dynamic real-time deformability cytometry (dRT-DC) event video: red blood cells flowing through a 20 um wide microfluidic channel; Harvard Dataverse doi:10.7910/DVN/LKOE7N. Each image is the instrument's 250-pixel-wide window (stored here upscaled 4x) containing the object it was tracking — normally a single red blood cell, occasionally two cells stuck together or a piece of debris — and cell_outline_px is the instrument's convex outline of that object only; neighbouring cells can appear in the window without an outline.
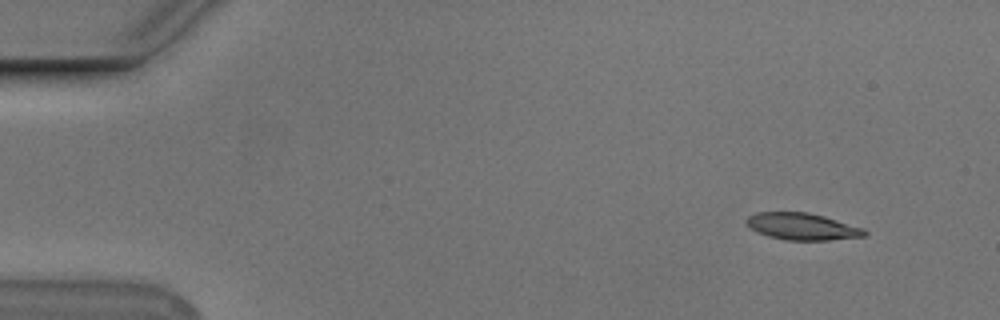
{"species": "Egyptian fruit bat (a non-hibernating species)", "species_latin": "Rousettus aegyptiacus", "temperature_condition": "cold", "stored_images_in_passage": 50, "camera_frame_rate_fps": 3000, "um_per_image_px": 0.085, "animal": {"sex": "male"}, "frame": {"image": 1, "passage_image": 1, "time_ms": 0.0, "image_size_px": [1000, 320], "cell_outline_px": [[868, 232], [864, 236], [828, 240], [784, 240], [768, 236], [756, 232], [744, 220], [748, 216], [756, 212], [808, 212], [824, 216], [864, 228]], "centroid_in_image_um": [68.17, 19.25], "position_along_channel_um": 16.8, "area_um2": 18.5}}
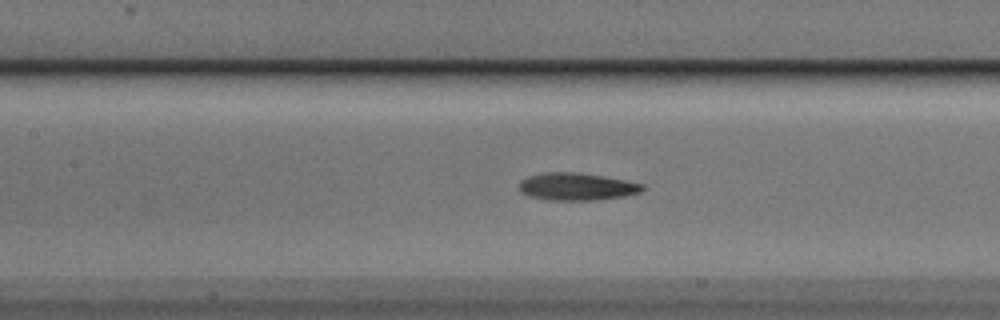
{"frame": {"image": 2, "passage_image": 21, "time_ms": 6.667, "image_size_px": [1000, 320], "cell_outline_px": [[644, 188], [640, 192], [624, 196], [596, 200], [552, 200], [528, 196], [520, 192], [520, 180], [528, 176], [544, 172], [576, 172], [624, 180], [644, 184]], "centroid_in_image_um": [48.99, 15.86], "position_along_channel_um": 158.4, "area_um2": 19.59}}
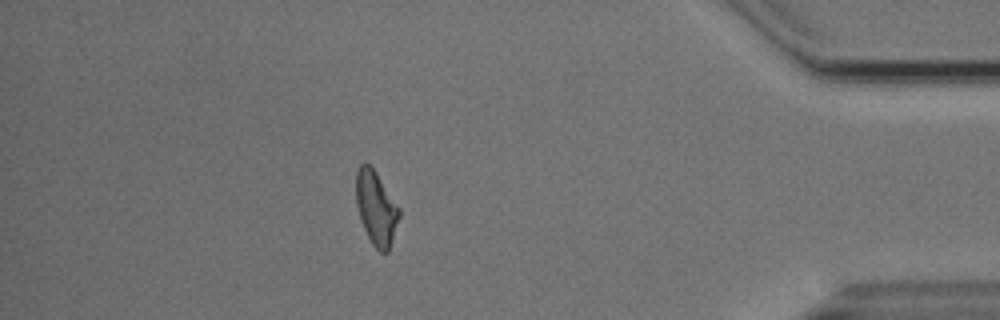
{"frame": {"image": 3, "passage_image": 44, "time_ms": 14.333, "image_size_px": [1000, 320], "cell_outline_px": [[400, 216], [388, 252], [380, 252], [372, 244], [364, 228], [356, 204], [356, 168], [360, 164], [368, 164], [376, 172], [400, 208]], "centroid_in_image_um": [31.97, 17.67], "position_along_channel_um": 403.2, "area_um2": 18.38}, "authors_computed_cell_mechanics": {"area_um2": 18.9584, "velocity_mm_per_s": 3.7533, "shape_relaxation_time_tau1_ms": 5.715, "shape_relaxation_time_tau2_ms": 3.9143, "deformation_change_tau1": 0.1632, "deformation_change_tau2": 0.1343}}